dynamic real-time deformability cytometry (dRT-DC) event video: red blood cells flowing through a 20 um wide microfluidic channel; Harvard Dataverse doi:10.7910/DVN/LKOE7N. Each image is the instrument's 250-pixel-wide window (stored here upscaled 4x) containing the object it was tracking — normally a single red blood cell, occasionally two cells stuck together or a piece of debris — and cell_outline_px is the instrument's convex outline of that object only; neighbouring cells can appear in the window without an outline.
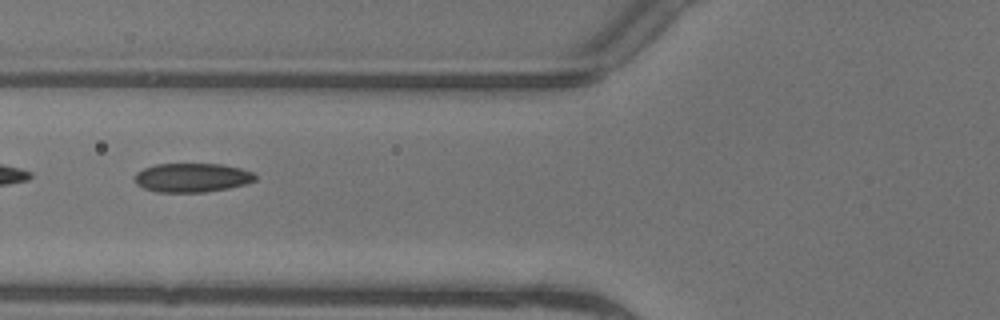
{"species": "common noctule bat (a hibernating species)", "species_latin": "Nyctalus noctula", "temperature_condition": "warm", "stored_images_in_passage": 3, "camera_frame_rate_fps": 3000, "um_per_image_px": 0.085, "animal": {"sex": "female"}, "frame": {"image": 1, "passage_image": 3, "time_ms": 0.667, "image_size_px": [1000, 320], "cell_outline_px": [[256, 180], [248, 184], [228, 188], [204, 192], [156, 192], [144, 188], [136, 184], [132, 180], [132, 176], [136, 172], [144, 168], [156, 164], [220, 164], [240, 168], [252, 172], [256, 176]], "centroid_in_image_um": [16.29, 15.1], "position_along_channel_um": 109.5, "area_um2": 20.58}}